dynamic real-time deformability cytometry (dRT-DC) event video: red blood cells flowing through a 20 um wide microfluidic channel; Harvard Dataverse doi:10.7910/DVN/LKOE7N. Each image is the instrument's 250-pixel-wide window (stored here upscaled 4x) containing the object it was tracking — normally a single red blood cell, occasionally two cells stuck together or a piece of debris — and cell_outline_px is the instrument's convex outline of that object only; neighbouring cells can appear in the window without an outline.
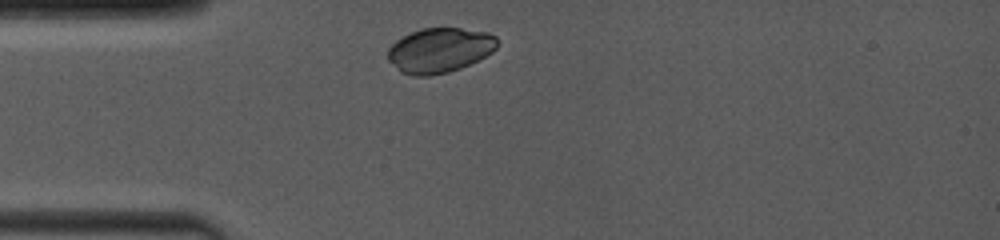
{"species": "common noctule bat (a hibernating species)", "species_latin": "Nyctalus noctula", "temperature_condition": "room temperature", "stored_images_in_passage": 18, "camera_frame_rate_fps": 4000, "um_per_image_px": 0.085, "animal": {"sex": "female", "body_mass_g": 19.0, "forearm_length_mm": 53.3}, "frame": {"image": 1, "passage_image": 1, "time_ms": 0.0, "image_size_px": [1000, 240], "cell_outline_px": [[496, 48], [492, 52], [460, 68], [448, 72], [428, 76], [416, 76], [400, 72], [388, 60], [388, 48], [396, 40], [420, 28], [460, 28], [488, 32], [496, 36]], "centroid_in_image_um": [37.34, 4.27], "position_along_channel_um": 47.7, "area_um2": 28.38}}
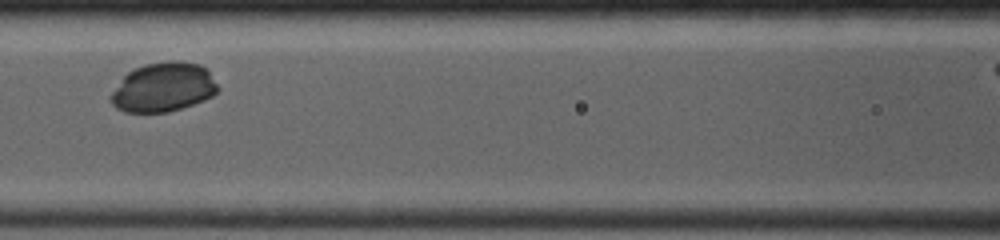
{"frame": {"image": 2, "passage_image": 8, "time_ms": 3.0, "image_size_px": [1000, 240], "cell_outline_px": [[220, 88], [212, 96], [204, 100], [168, 112], [124, 112], [116, 108], [108, 100], [108, 96], [124, 76], [128, 72], [144, 64], [168, 60], [180, 60], [200, 64], [208, 72]], "centroid_in_image_um": [13.85, 7.41], "position_along_channel_um": 152.7, "area_um2": 30.81}}
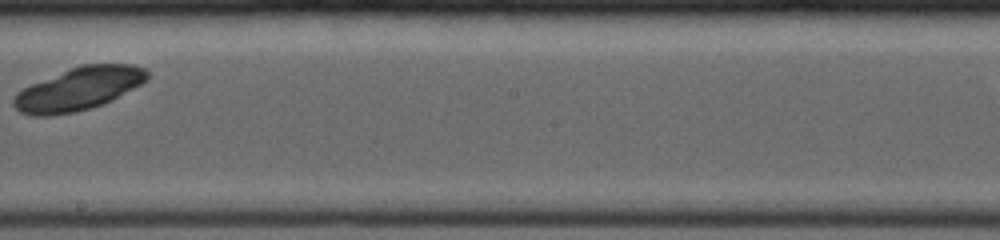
{"frame": {"image": 3, "passage_image": 13, "time_ms": 5.25, "image_size_px": [1000, 240], "cell_outline_px": [[148, 80], [112, 100], [76, 112], [52, 116], [32, 116], [20, 112], [12, 104], [12, 100], [16, 92], [32, 84], [68, 68], [80, 64], [136, 64], [144, 68], [148, 72]], "centroid_in_image_um": [6.68, 7.55], "position_along_channel_um": 241.5, "area_um2": 33.47}}